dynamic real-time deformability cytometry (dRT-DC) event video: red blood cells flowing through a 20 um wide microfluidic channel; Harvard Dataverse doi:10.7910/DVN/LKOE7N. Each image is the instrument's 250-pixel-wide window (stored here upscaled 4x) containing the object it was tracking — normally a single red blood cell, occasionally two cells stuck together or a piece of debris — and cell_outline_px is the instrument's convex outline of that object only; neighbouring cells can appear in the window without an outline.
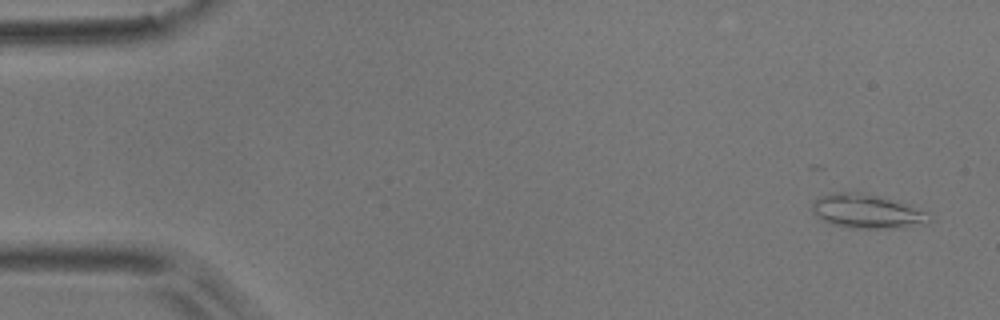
{"species": "common noctule bat (a hibernating species)", "species_latin": "Nyctalus noctula", "temperature_condition": "room temperature", "stored_images_in_passage": 5, "camera_frame_rate_fps": 3000, "um_per_image_px": 0.085, "animal": {"sex": "male", "body_mass_g": 17.9}, "frame": {"image": 1, "passage_image": 1, "time_ms": 0.0, "image_size_px": [1000, 320], "cell_outline_px": [[936, 220], [928, 224], [896, 228], [852, 228], [832, 224], [816, 216], [812, 212], [812, 200], [816, 196], [836, 192], [860, 192], [880, 196], [928, 212]], "centroid_in_image_um": [73.71, 17.97], "position_along_channel_um": 11.3, "area_um2": 23.52}}